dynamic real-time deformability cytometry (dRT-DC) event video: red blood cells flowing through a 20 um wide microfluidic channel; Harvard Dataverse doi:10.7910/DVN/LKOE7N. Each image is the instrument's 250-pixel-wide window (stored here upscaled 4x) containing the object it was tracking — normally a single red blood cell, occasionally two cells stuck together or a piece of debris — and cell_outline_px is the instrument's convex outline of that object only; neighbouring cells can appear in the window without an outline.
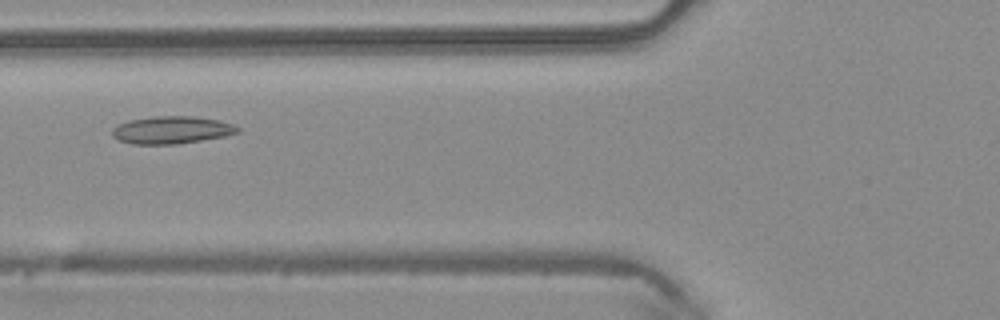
{"species": "common noctule bat (a hibernating species)", "species_latin": "Nyctalus noctula", "temperature_condition": "warm", "stored_images_in_passage": 35, "camera_frame_rate_fps": 3000, "um_per_image_px": 0.085, "animal": {"sex": "male", "body_mass_g": 20.4}, "frame": {"image": 1, "passage_image": 5, "time_ms": 1.333, "image_size_px": [1000, 320], "cell_outline_px": [[240, 132], [224, 136], [176, 144], [132, 144], [120, 140], [112, 136], [112, 128], [128, 120], [152, 116], [196, 116], [220, 120], [232, 124], [240, 128]], "centroid_in_image_um": [14.59, 11.04], "position_along_channel_um": 111.2, "area_um2": 20.11}}
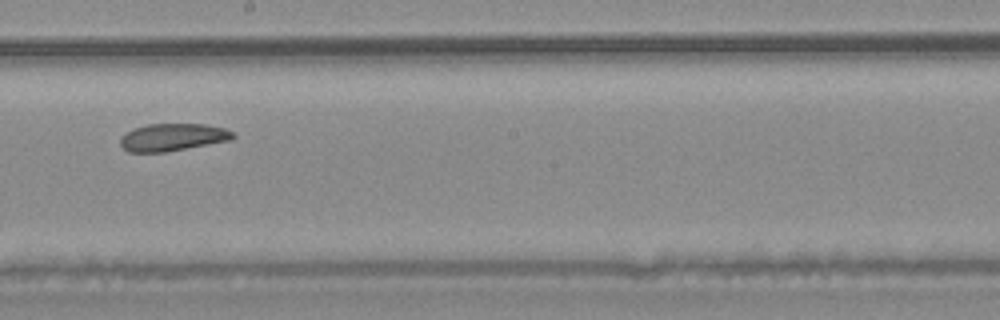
{"frame": {"image": 2, "passage_image": 14, "time_ms": 4.333, "image_size_px": [1000, 320], "cell_outline_px": [[236, 136], [232, 140], [164, 152], [128, 152], [120, 144], [120, 140], [128, 132], [136, 128], [148, 124], [204, 124], [224, 128], [236, 132]], "centroid_in_image_um": [14.75, 11.66], "position_along_channel_um": 233.5, "area_um2": 17.86}}
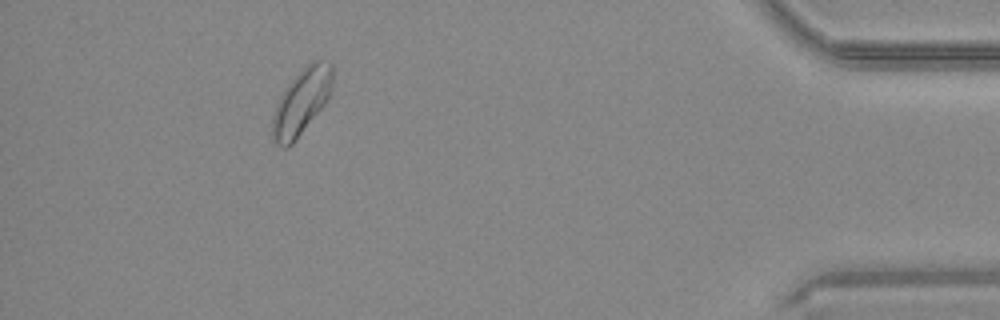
{"frame": {"image": 3, "passage_image": 31, "time_ms": 10.0, "image_size_px": [1000, 320], "cell_outline_px": [[332, 92], [328, 100], [296, 140], [288, 148], [280, 148], [272, 140], [272, 116], [276, 104], [284, 88], [312, 60], [320, 60], [332, 64]], "centroid_in_image_um": [25.61, 8.7], "position_along_channel_um": 409.6, "area_um2": 23.18}, "authors_computed_cell_mechanics": {"area_um2": 18.9584, "velocity_mm_per_s": 4.0785, "shape_relaxation_time_tau1_ms": 10.1963, "shape_relaxation_time_tau2_ms": 3.3146, "deformation_change_tau1": 0.1651, "deformation_change_tau2": 0.0888}}